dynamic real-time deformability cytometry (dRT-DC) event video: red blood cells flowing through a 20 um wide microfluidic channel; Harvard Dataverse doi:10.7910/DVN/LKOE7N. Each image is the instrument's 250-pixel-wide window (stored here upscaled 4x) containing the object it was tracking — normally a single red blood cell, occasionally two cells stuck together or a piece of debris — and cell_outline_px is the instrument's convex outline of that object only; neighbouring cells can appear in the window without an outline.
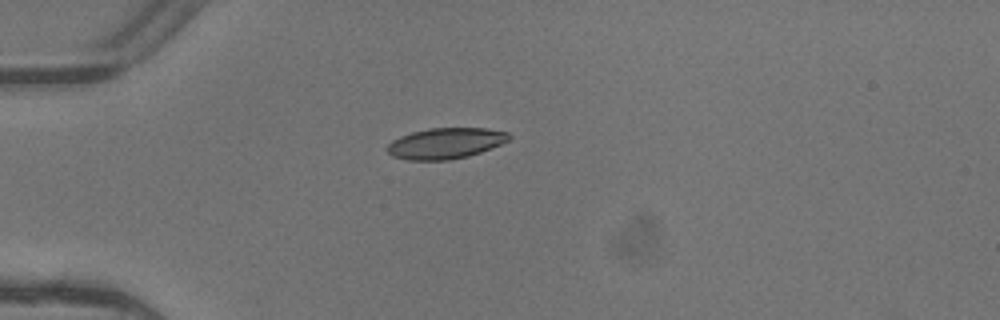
{"species": "common noctule bat (a hibernating species)", "species_latin": "Nyctalus noctula", "temperature_condition": "warm", "stored_images_in_passage": 1, "camera_frame_rate_fps": 3000, "um_per_image_px": 0.085, "animal": {"sex": "female"}, "frame": {"image": 1, "passage_image": 1, "time_ms": 0.0, "image_size_px": [1000, 320], "cell_outline_px": [[512, 136], [508, 140], [500, 144], [480, 152], [468, 156], [448, 160], [408, 160], [392, 156], [384, 148], [392, 140], [400, 136], [412, 132], [428, 128], [488, 128], [508, 132]], "centroid_in_image_um": [37.84, 12.17], "position_along_channel_um": 47.2, "area_um2": 21.96}}